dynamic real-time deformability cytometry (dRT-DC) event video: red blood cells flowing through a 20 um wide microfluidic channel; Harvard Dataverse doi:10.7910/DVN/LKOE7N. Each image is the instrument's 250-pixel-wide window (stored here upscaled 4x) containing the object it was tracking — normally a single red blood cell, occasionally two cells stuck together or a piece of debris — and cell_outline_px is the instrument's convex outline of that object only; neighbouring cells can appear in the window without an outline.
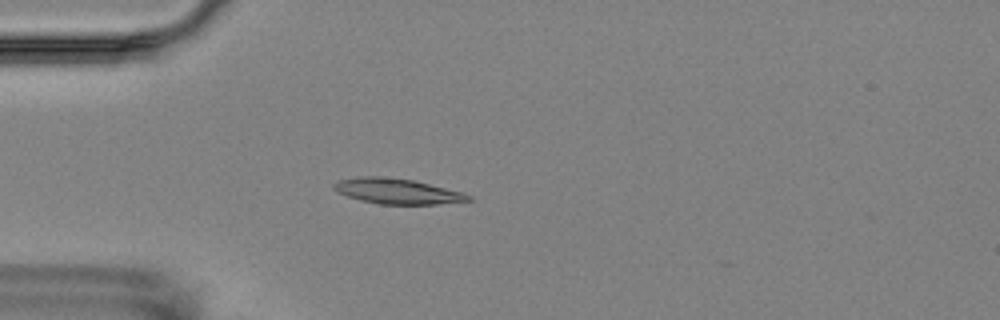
{"species": "Egyptian fruit bat (a non-hibernating species)", "species_latin": "Rousettus aegyptiacus", "temperature_condition": "room temperature", "stored_images_in_passage": 5, "camera_frame_rate_fps": 3000, "um_per_image_px": 0.085, "animal": {"sex": "female"}, "frame": {"image": 1, "passage_image": 5, "time_ms": 5.0, "image_size_px": [1000, 320], "cell_outline_px": [[472, 200], [436, 204], [380, 204], [360, 200], [336, 192], [332, 188], [332, 184], [336, 180], [356, 176], [380, 176], [412, 180], [464, 192], [472, 196]], "centroid_in_image_um": [33.71, 16.24], "position_along_channel_um": 51.3, "area_um2": 20.0}}